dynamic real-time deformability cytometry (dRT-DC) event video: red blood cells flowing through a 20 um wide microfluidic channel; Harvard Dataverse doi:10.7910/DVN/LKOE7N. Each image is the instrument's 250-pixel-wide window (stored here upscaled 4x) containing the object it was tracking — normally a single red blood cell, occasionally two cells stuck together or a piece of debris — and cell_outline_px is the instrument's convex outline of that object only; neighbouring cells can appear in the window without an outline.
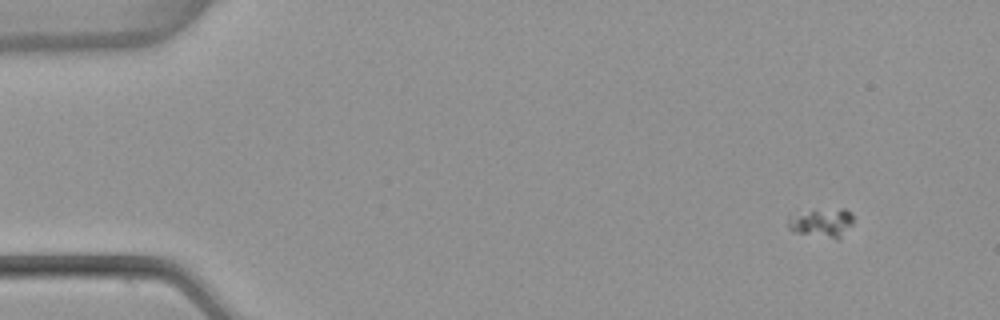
{"species": "common noctule bat (a hibernating species)", "species_latin": "Nyctalus noctula", "temperature_condition": "warm", "stored_images_in_passage": 6, "camera_frame_rate_fps": 3000, "um_per_image_px": 0.085, "animal": {"sex": "female", "body_mass_g": 22.7, "forearm_length_mm": 54.2}, "frame": {"image": 1, "passage_image": 2, "time_ms": 0.333, "image_size_px": [1000, 320], "cell_outline_px": [[852, 224], [836, 240], [792, 232], [788, 228], [788, 212], [840, 208], [844, 208], [852, 212]], "centroid_in_image_um": [69.76, 18.91], "position_along_channel_um": 15.2, "area_um2": 11.44}}
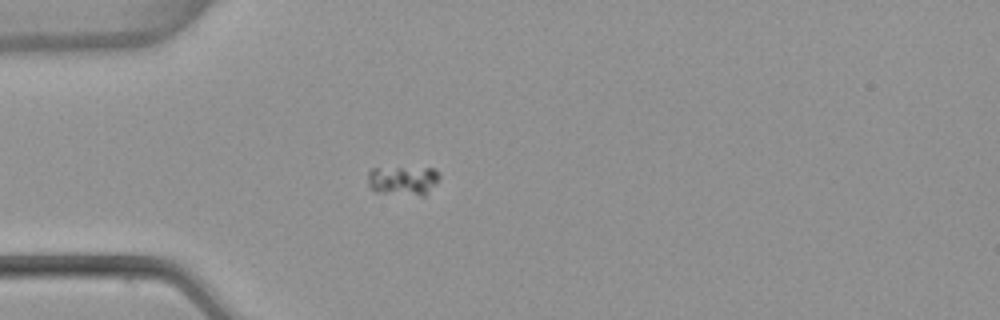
{"frame": {"image": 2, "passage_image": 5, "time_ms": 1.333, "image_size_px": [1000, 320], "cell_outline_px": [[440, 176], [436, 184], [424, 196], [420, 196], [372, 192], [368, 184], [368, 172], [372, 168], [432, 168], [440, 172]], "centroid_in_image_um": [34.25, 15.36], "position_along_channel_um": 50.7, "area_um2": 12.48}}